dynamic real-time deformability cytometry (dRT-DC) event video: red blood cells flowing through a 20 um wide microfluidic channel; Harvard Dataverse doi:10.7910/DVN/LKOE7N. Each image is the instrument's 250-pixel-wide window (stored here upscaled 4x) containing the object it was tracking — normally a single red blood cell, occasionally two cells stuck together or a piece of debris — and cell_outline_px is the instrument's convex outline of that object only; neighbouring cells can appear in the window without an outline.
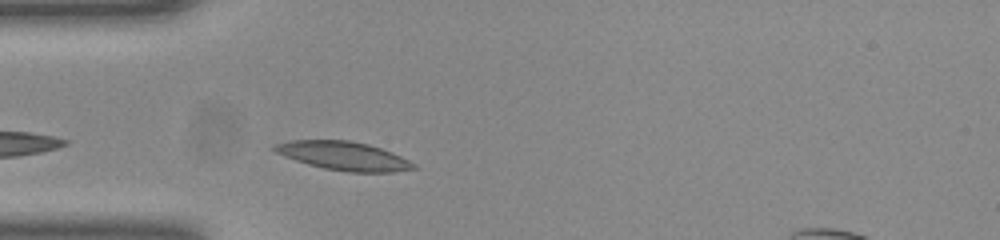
{"species": "common noctule bat (a hibernating species)", "species_latin": "Nyctalus noctula", "temperature_condition": "room temperature", "stored_images_in_passage": 7, "camera_frame_rate_fps": 3000, "um_per_image_px": 0.085, "animal": {"sex": "female", "body_mass_g": 23.0, "forearm_length_mm": 53.4}, "frame": {"image": 1, "passage_image": 3, "time_ms": 0.667, "image_size_px": [1000, 240], "cell_outline_px": [[416, 168], [392, 172], [348, 172], [324, 168], [308, 164], [296, 160], [276, 152], [272, 148], [276, 144], [288, 140], [348, 140], [368, 144], [392, 152], [416, 164]], "centroid_in_image_um": [29.22, 13.25], "position_along_channel_um": 55.8, "area_um2": 22.95}}